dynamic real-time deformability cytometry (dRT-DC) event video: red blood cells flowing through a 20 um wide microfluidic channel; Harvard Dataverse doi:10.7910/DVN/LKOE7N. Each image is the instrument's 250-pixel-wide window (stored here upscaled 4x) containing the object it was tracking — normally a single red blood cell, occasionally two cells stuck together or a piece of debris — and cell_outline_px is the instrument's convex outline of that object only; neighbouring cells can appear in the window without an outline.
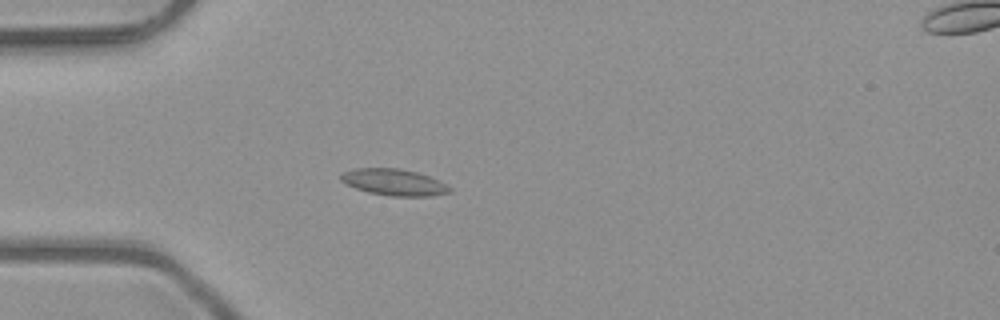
{"species": "common noctule bat (a hibernating species)", "species_latin": "Nyctalus noctula", "temperature_condition": "room temperature", "stored_images_in_passage": 5, "camera_frame_rate_fps": 3000, "um_per_image_px": 0.085, "animal": {"sex": "male", "body_mass_g": 23.1, "forearm_length_mm": 52.7}, "frame": {"image": 1, "passage_image": 4, "time_ms": 1.0, "image_size_px": [1000, 320], "cell_outline_px": [[452, 192], [432, 196], [388, 196], [368, 192], [356, 188], [340, 180], [340, 176], [344, 172], [356, 168], [400, 168], [416, 172], [440, 180], [452, 188]], "centroid_in_image_um": [33.53, 15.49], "position_along_channel_um": 51.5, "area_um2": 16.82}}